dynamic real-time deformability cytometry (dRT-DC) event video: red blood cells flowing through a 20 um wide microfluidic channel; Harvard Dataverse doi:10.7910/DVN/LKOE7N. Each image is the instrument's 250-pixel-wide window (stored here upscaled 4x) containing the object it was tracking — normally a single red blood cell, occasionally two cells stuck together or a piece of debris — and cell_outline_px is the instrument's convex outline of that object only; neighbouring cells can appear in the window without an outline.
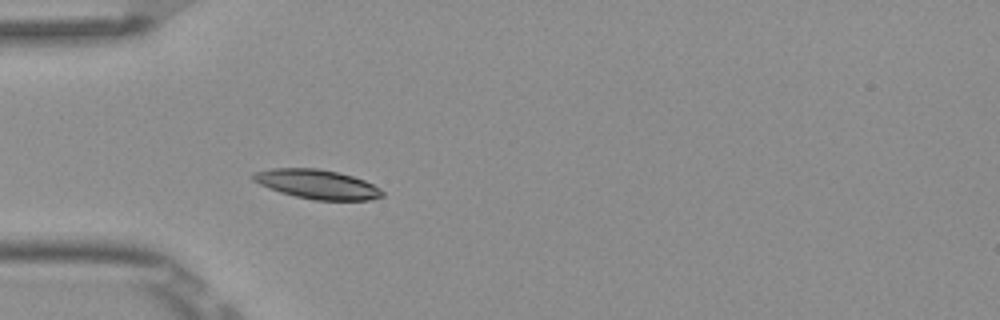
{"species": "Egyptian fruit bat (a non-hibernating species)", "species_latin": "Rousettus aegyptiacus", "temperature_condition": "room temperature", "stored_images_in_passage": 4, "camera_frame_rate_fps": 3000, "um_per_image_px": 0.085, "frame": {"image": 1, "passage_image": 4, "time_ms": 1.0, "image_size_px": [1000, 320], "cell_outline_px": [[384, 196], [372, 200], [312, 200], [280, 192], [268, 188], [252, 180], [252, 172], [272, 168], [316, 168], [336, 172], [352, 176], [364, 180], [380, 188], [384, 192]], "centroid_in_image_um": [26.95, 15.66], "position_along_channel_um": 58.0, "area_um2": 22.08}}